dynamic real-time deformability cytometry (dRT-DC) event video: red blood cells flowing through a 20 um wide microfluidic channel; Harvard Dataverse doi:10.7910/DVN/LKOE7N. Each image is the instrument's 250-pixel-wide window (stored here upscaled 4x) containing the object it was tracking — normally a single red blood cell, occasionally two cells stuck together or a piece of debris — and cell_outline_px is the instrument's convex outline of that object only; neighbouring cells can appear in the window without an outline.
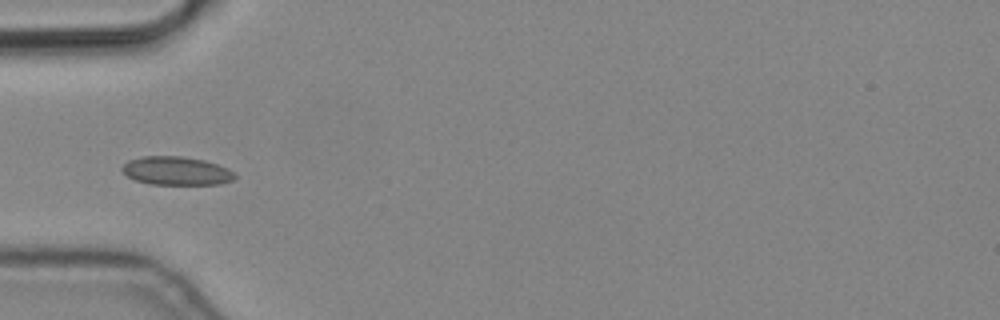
{"species": "common noctule bat (a hibernating species)", "species_latin": "Nyctalus noctula", "temperature_condition": "cold", "stored_images_in_passage": 5, "camera_frame_rate_fps": 3000, "um_per_image_px": 0.085, "animal": {"sex": "male", "body_mass_g": 19.2, "forearm_length_mm": 51.8}, "frame": {"image": 1, "passage_image": 5, "time_ms": 1.333, "image_size_px": [1000, 320], "cell_outline_px": [[236, 176], [232, 180], [220, 184], [148, 184], [136, 180], [128, 176], [120, 168], [128, 160], [144, 156], [184, 156], [204, 160], [228, 168]], "centroid_in_image_um": [14.98, 14.52], "position_along_channel_um": 70.0, "area_um2": 18.61}}